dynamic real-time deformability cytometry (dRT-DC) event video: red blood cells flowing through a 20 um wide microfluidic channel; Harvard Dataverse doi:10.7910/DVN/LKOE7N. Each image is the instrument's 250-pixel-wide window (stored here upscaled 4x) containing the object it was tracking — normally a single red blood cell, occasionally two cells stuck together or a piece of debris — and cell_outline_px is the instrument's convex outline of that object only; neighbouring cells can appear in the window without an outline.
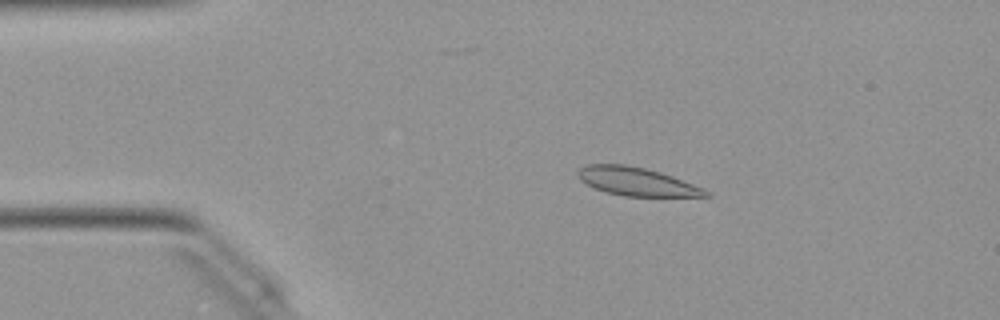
{"species": "Egyptian fruit bat (a non-hibernating species)", "species_latin": "Rousettus aegyptiacus", "temperature_condition": "warm", "stored_images_in_passage": 51, "camera_frame_rate_fps": 3000, "um_per_image_px": 0.085, "animal": {"sex": "female"}, "frame": {"image": 1, "passage_image": 9, "time_ms": 2.667, "image_size_px": [1000, 320], "cell_outline_px": [[712, 196], [624, 196], [608, 192], [596, 188], [580, 180], [576, 172], [580, 168], [588, 164], [624, 164], [644, 168], [660, 172], [672, 176], [704, 188], [712, 192]], "centroid_in_image_um": [54.15, 15.43], "position_along_channel_um": 30.9, "area_um2": 20.92}}
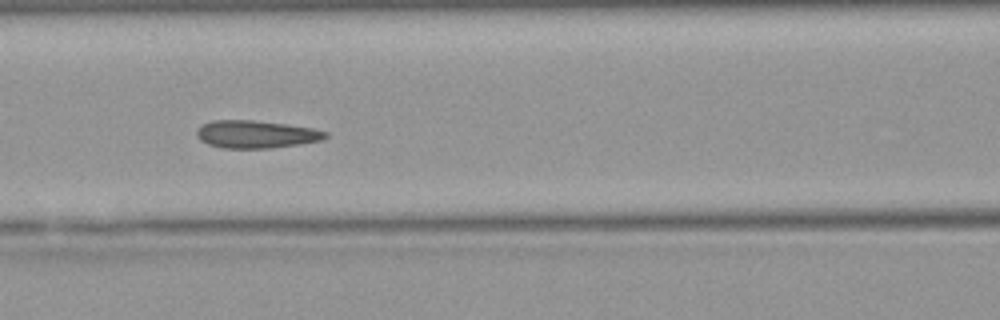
{"frame": {"image": 2, "passage_image": 21, "time_ms": 6.667, "image_size_px": [1000, 320], "cell_outline_px": [[328, 136], [320, 140], [272, 148], [224, 148], [208, 144], [200, 140], [196, 136], [196, 128], [200, 124], [212, 120], [252, 120], [284, 124], [312, 128], [328, 132]], "centroid_in_image_um": [21.69, 11.4], "position_along_channel_um": 144.9, "area_um2": 20.69}}
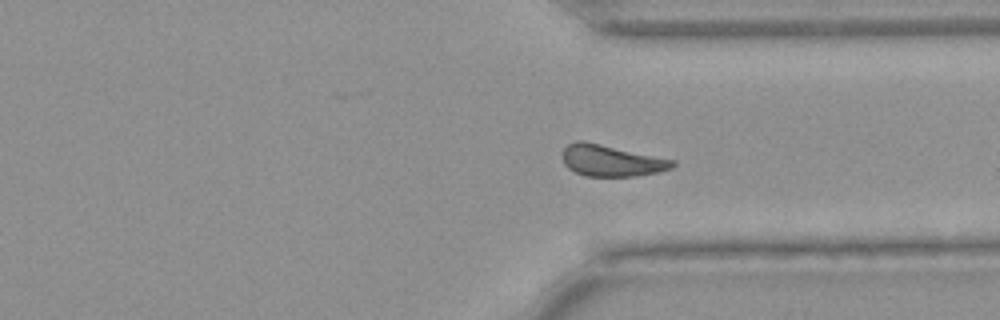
{"frame": {"image": 3, "passage_image": 37, "time_ms": 12.0, "image_size_px": [1000, 320], "cell_outline_px": [[676, 164], [672, 168], [660, 172], [636, 176], [584, 176], [568, 168], [564, 164], [564, 148], [568, 144], [580, 140], [584, 140], [676, 160]], "centroid_in_image_um": [52.01, 13.65], "position_along_channel_um": 359.4, "area_um2": 20.23}, "authors_computed_cell_mechanics": {"area_um2": 20.2878, "velocity_mm_per_s": 4.0366, "shape_relaxation_time_tau1_ms": null, "shape_relaxation_time_tau2_ms": 2.3001, "deformation_change_tau1": null, "deformation_change_tau2": 0.0656}}